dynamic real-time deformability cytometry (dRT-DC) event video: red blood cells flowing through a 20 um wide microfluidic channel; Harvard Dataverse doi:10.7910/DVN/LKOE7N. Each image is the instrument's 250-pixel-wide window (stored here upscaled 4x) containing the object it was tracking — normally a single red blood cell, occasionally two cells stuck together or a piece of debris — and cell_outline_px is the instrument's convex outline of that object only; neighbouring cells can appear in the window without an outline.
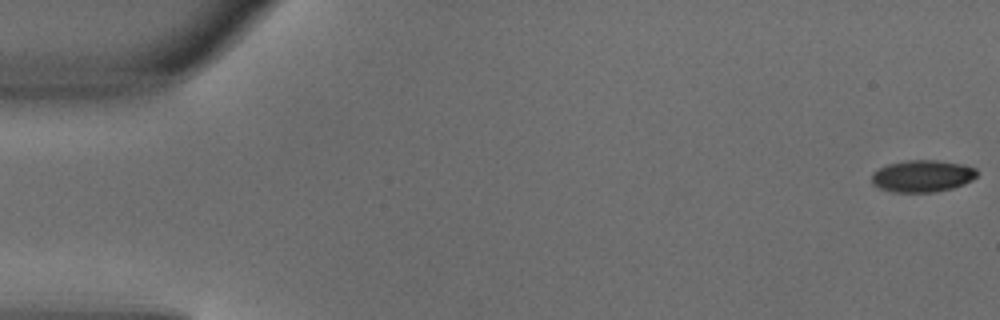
{"species": "common noctule bat (a hibernating species)", "species_latin": "Nyctalus noctula", "temperature_condition": "warm", "stored_images_in_passage": 4, "segment_of_instrument_passage": [2, 2], "camera_frame_rate_fps": 3000, "um_per_image_px": 0.085, "animal": {"sex": "male", "body_mass_g": 18.8}, "frame": {"image": 1, "passage_image": 4, "time_ms": 1.0, "image_size_px": [1000, 320], "cell_outline_px": [[976, 176], [972, 180], [964, 184], [952, 188], [936, 192], [892, 192], [880, 188], [872, 184], [872, 172], [888, 164], [908, 160], [936, 160], [960, 164], [976, 168]], "centroid_in_image_um": [78.38, 14.97], "position_along_channel_um": 6.6, "area_um2": 19.54}}